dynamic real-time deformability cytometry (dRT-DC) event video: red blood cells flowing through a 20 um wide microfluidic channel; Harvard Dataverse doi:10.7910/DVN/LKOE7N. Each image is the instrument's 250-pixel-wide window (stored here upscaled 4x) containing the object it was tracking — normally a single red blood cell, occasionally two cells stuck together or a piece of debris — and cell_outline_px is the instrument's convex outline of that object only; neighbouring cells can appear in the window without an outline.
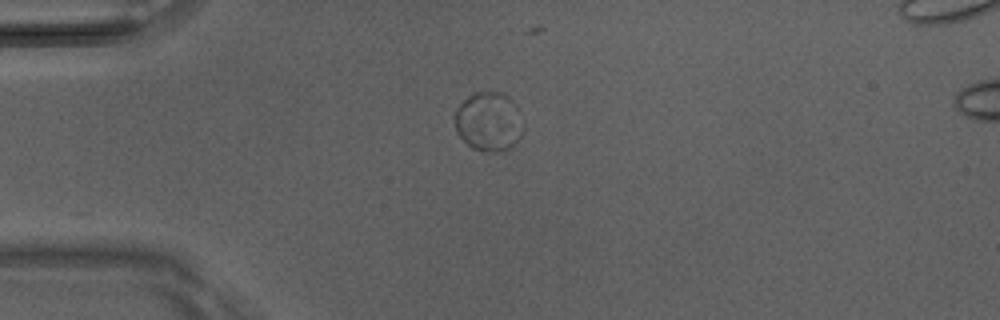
{"species": "Egyptian fruit bat (a non-hibernating species)", "species_latin": "Rousettus aegyptiacus", "temperature_condition": "room temperature", "stored_images_in_passage": 28, "camera_frame_rate_fps": 3000, "um_per_image_px": 0.085, "animal": {"sex": "male"}, "frame": {"image": 1, "passage_image": 1, "time_ms": 0.0, "image_size_px": [1000, 320], "cell_outline_px": [[524, 128], [520, 136], [508, 148], [496, 152], [488, 152], [472, 148], [456, 132], [456, 108], [468, 96], [476, 92], [500, 92], [508, 96], [516, 104], [524, 124]], "centroid_in_image_um": [41.56, 10.32], "position_along_channel_um": 43.4, "area_um2": 23.41}}
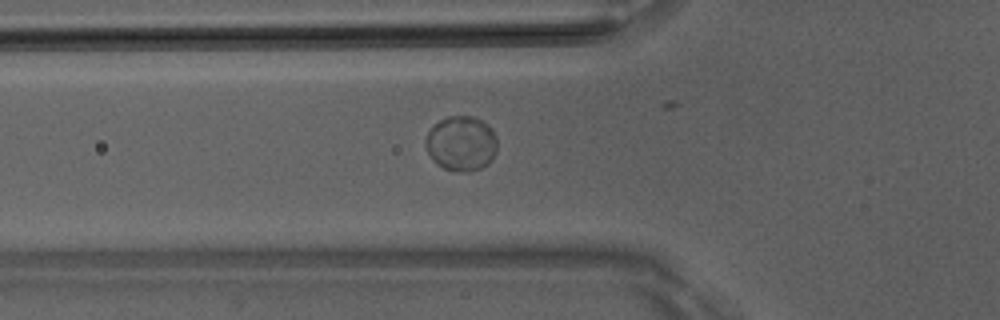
{"frame": {"image": 2, "passage_image": 6, "time_ms": 1.667, "image_size_px": [1000, 320], "cell_outline_px": [[496, 152], [492, 160], [488, 164], [480, 168], [468, 172], [456, 172], [444, 168], [436, 164], [428, 152], [424, 140], [428, 132], [440, 120], [448, 116], [472, 116], [480, 120], [492, 128], [496, 136]], "centroid_in_image_um": [39.21, 12.21], "position_along_channel_um": 86.6, "area_um2": 22.95}}